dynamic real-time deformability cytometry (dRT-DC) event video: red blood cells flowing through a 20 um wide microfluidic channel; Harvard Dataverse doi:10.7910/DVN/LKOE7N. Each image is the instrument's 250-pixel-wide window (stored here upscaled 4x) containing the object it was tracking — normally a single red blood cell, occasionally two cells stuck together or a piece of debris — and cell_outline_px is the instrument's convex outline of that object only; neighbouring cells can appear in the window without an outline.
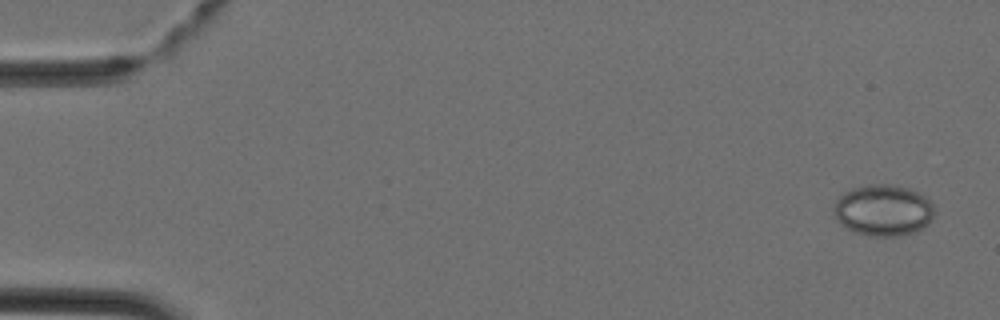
{"species": "Egyptian fruit bat (a non-hibernating species)", "species_latin": "Rousettus aegyptiacus", "temperature_condition": "cold", "stored_images_in_passage": 4, "camera_frame_rate_fps": 3000, "um_per_image_px": 0.085, "animal": {"sex": "female"}, "frame": {"image": 1, "passage_image": 1, "time_ms": 0.0, "image_size_px": [1000, 320], "cell_outline_px": [[932, 220], [920, 228], [912, 232], [892, 236], [876, 236], [856, 232], [840, 224], [832, 208], [836, 200], [844, 192], [852, 188], [868, 184], [888, 184], [908, 188], [924, 196], [932, 204]], "centroid_in_image_um": [75.03, 17.85], "position_along_channel_um": 10.0, "area_um2": 29.54}}